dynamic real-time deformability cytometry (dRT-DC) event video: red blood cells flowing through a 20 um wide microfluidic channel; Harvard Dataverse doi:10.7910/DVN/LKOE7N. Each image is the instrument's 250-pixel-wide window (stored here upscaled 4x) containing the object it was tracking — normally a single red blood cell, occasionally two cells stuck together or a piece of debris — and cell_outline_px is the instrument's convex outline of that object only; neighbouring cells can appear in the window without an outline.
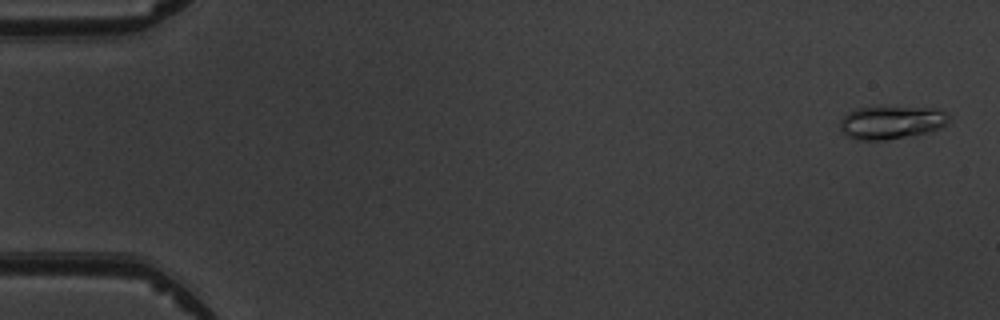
{"species": "common noctule bat (a hibernating species)", "species_latin": "Nyctalus noctula", "temperature_condition": "warm", "stored_images_in_passage": 3, "camera_frame_rate_fps": 3000, "um_per_image_px": 0.085, "animal": {"sex": "male", "body_mass_g": 19.5, "forearm_length_mm": 54.6}, "frame": {"image": 1, "passage_image": 1, "time_ms": 0.0, "image_size_px": [1000, 320], "cell_outline_px": [[948, 120], [940, 128], [928, 132], [884, 140], [856, 140], [848, 136], [840, 128], [840, 120], [848, 112], [856, 108], [932, 108], [948, 112]], "centroid_in_image_um": [75.74, 10.41], "position_along_channel_um": 9.3, "area_um2": 20.52}}